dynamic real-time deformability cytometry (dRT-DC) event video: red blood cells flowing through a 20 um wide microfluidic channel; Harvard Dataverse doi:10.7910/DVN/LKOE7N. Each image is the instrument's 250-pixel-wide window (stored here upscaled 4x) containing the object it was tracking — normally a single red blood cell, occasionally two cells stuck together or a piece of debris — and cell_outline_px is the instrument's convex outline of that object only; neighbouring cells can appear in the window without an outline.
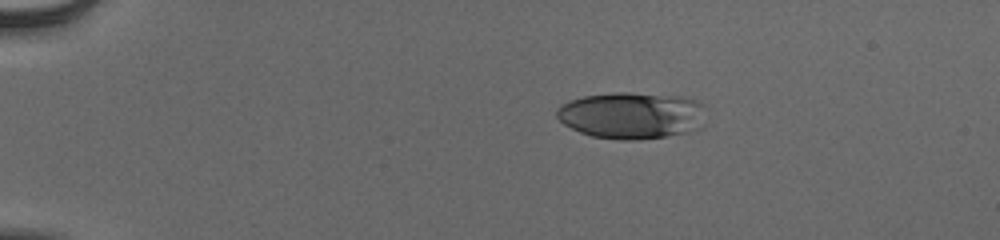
{"species": "human", "species_latin": "Homo sapiens", "temperature_condition": "cold", "stored_images_in_passage": 42, "camera_frame_rate_fps": 3000, "um_per_image_px": 0.085, "donor": {"sex": "male"}, "frame": {"image": 1, "passage_image": 1, "time_ms": 0.0, "image_size_px": [1000, 240], "cell_outline_px": [[708, 108], [704, 128], [664, 136], [636, 140], [620, 140], [592, 136], [580, 132], [564, 124], [556, 116], [556, 108], [568, 100], [584, 96], [612, 92], [628, 92], [684, 96], [696, 100], [704, 104]], "centroid_in_image_um": [53.77, 9.79], "position_along_channel_um": 31.2, "area_um2": 41.44}}
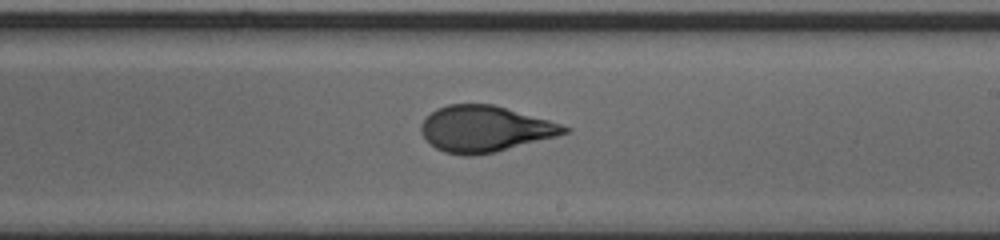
{"frame": {"image": 2, "passage_image": 24, "time_ms": 7.667, "image_size_px": [1000, 240], "cell_outline_px": [[572, 128], [568, 132], [556, 136], [496, 152], [472, 156], [464, 156], [444, 152], [436, 148], [420, 132], [420, 124], [436, 108], [448, 104], [492, 104], [548, 120]], "centroid_in_image_um": [41.19, 10.96], "position_along_channel_um": 247.8, "area_um2": 38.15}}
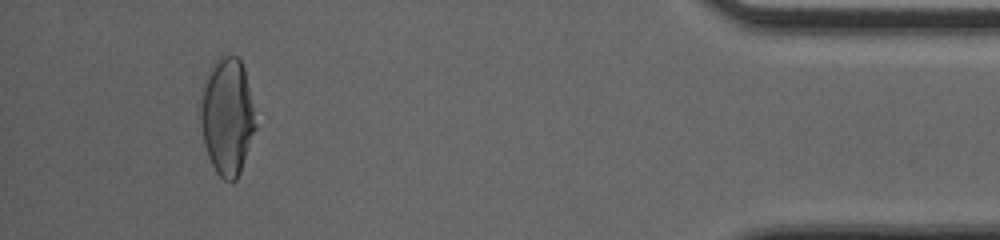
{"frame": {"image": 3, "passage_image": 41, "time_ms": 13.333, "image_size_px": [1000, 240], "cell_outline_px": [[256, 128], [240, 172], [236, 180], [224, 180], [216, 172], [208, 156], [204, 144], [200, 124], [200, 104], [204, 88], [212, 64], [220, 56], [236, 56], [240, 60], [244, 68], [252, 104], [256, 124]], "centroid_in_image_um": [19.31, 9.93], "position_along_channel_um": 415.9, "area_um2": 36.99}, "authors_computed_cell_mechanics": {"area_um2": 38.1191, "velocity_mm_per_s": 3.8898, "shape_relaxation_time_tau1_ms": 4.2784, "shape_relaxation_time_tau2_ms": null, "deformation_change_tau1": 0.1997, "deformation_change_tau2": null}}